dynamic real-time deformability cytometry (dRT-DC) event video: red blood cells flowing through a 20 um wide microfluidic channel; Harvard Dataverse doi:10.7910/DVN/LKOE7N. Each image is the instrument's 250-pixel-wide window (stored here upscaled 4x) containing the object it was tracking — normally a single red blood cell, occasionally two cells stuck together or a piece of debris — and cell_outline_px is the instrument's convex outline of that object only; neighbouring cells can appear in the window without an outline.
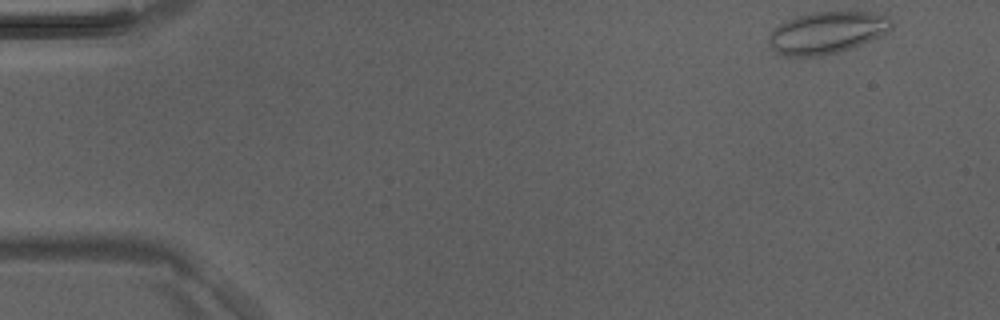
{"species": "Egyptian fruit bat (a non-hibernating species)", "species_latin": "Rousettus aegyptiacus", "temperature_condition": "room temperature", "stored_images_in_passage": 5, "camera_frame_rate_fps": 3000, "um_per_image_px": 0.085, "animal": {"sex": "male"}, "frame": {"image": 1, "passage_image": 1, "time_ms": 0.0, "image_size_px": [1000, 320], "cell_outline_px": [[892, 28], [888, 32], [880, 36], [860, 44], [836, 52], [820, 56], [784, 56], [776, 52], [768, 44], [768, 36], [772, 28], [796, 16], [812, 12], [872, 12], [888, 16], [892, 20]], "centroid_in_image_um": [70.26, 2.76], "position_along_channel_um": 14.7, "area_um2": 29.94}}